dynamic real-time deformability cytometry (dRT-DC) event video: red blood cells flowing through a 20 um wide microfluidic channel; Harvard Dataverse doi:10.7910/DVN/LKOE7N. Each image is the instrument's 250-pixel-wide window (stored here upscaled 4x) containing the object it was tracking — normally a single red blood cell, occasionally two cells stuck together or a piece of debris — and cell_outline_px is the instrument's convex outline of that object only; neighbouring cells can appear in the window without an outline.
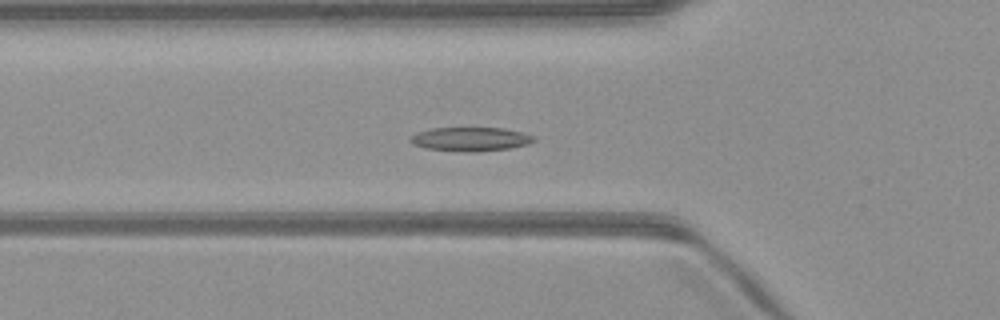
{"species": "common noctule bat (a hibernating species)", "species_latin": "Nyctalus noctula", "temperature_condition": "warm", "stored_images_in_passage": 52, "camera_frame_rate_fps": 3000, "um_per_image_px": 0.085, "animal": {"sex": "male", "body_mass_g": 23.1, "forearm_length_mm": 52.7}, "frame": {"image": 1, "passage_image": 18, "time_ms": 5.667, "image_size_px": [1000, 320], "cell_outline_px": [[536, 140], [528, 144], [508, 148], [480, 152], [472, 152], [424, 148], [412, 144], [408, 140], [408, 136], [416, 132], [432, 128], [504, 128], [524, 132], [536, 136]], "centroid_in_image_um": [39.98, 11.82], "position_along_channel_um": 85.8, "area_um2": 17.46}}
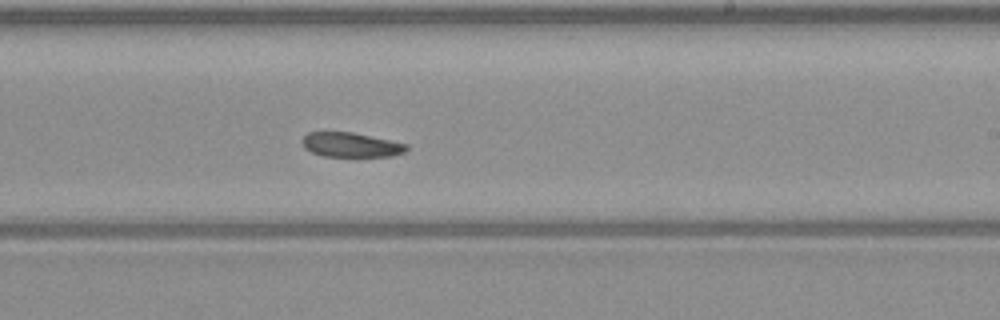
{"frame": {"image": 2, "passage_image": 31, "time_ms": 10.0, "image_size_px": [1000, 320], "cell_outline_px": [[408, 148], [404, 152], [392, 156], [324, 156], [312, 152], [304, 148], [300, 140], [308, 132], [352, 132], [408, 144]], "centroid_in_image_um": [29.8, 12.3], "position_along_channel_um": 259.2, "area_um2": 14.85}}
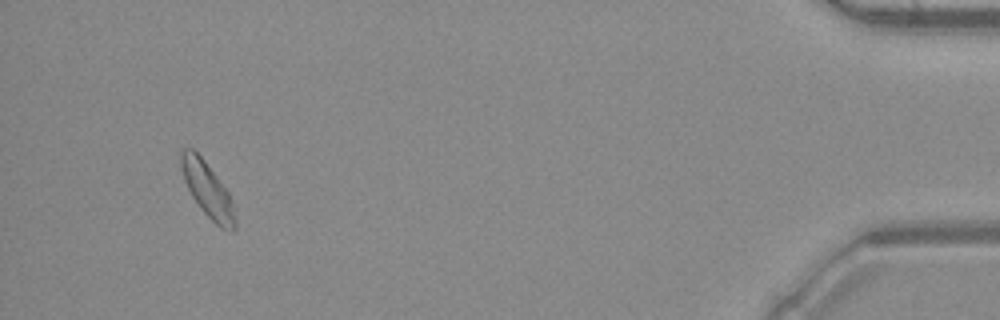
{"frame": {"image": 3, "passage_image": 49, "time_ms": 16.0, "image_size_px": [1000, 320], "cell_outline_px": [[236, 228], [232, 232], [228, 232], [220, 228], [200, 208], [192, 196], [184, 180], [180, 168], [180, 148], [192, 148], [204, 160], [228, 192], [232, 204], [236, 220]], "centroid_in_image_um": [17.62, 16.14], "position_along_channel_um": 417.6, "area_um2": 17.17}, "authors_computed_cell_mechanics": {"area_um2": 16.7331, "velocity_mm_per_s": 3.9949, "shape_relaxation_time_tau1_ms": 3.2858, "shape_relaxation_time_tau2_ms": null, "deformation_change_tau1": 0.0895, "deformation_change_tau2": null}}